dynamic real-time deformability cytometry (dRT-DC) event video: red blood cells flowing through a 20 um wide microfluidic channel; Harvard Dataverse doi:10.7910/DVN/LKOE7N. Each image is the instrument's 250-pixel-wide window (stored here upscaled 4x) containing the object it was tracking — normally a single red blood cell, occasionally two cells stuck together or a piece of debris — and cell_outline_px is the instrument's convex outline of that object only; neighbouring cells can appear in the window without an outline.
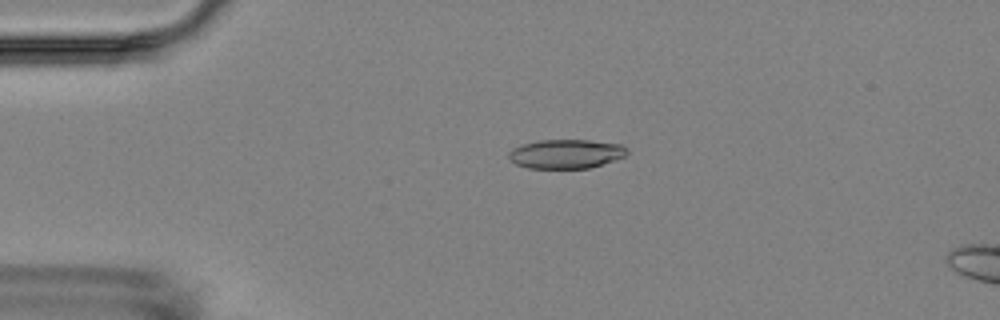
{"species": "Egyptian fruit bat (a non-hibernating species)", "species_latin": "Rousettus aegyptiacus", "temperature_condition": "room temperature", "stored_images_in_passage": 6, "segment_of_instrument_passage": [1, 2], "camera_frame_rate_fps": 3000, "um_per_image_px": 0.085, "animal": {"sex": "female"}, "frame": {"image": 1, "passage_image": 4, "time_ms": 3.333, "image_size_px": [1000, 320], "cell_outline_px": [[628, 152], [624, 156], [588, 168], [528, 168], [516, 164], [508, 156], [508, 152], [512, 148], [524, 144], [540, 140], [588, 140], [620, 144], [628, 148]], "centroid_in_image_um": [48.09, 13.07], "position_along_channel_um": 36.9, "area_um2": 19.83}}